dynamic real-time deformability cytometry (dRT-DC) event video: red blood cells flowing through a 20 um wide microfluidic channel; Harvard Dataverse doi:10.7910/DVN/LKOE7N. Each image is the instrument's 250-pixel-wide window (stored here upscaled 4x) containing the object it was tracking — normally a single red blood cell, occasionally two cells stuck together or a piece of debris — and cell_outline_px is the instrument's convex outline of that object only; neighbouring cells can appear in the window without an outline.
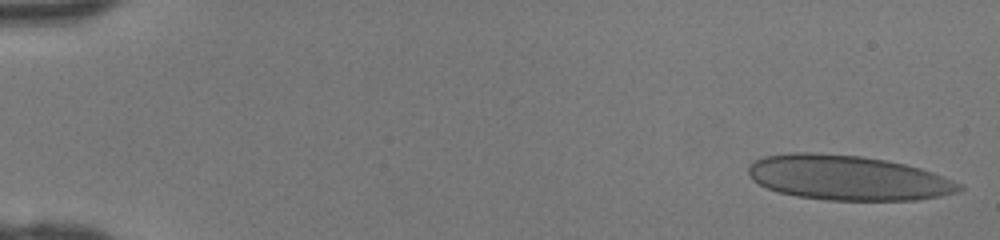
{"species": "human", "species_latin": "Homo sapiens", "temperature_condition": "room temperature", "stored_images_in_passage": 45, "camera_frame_rate_fps": 3000, "um_per_image_px": 0.085, "donor": {"sex": "female"}, "frame": {"image": 1, "passage_image": 1, "time_ms": 0.0, "image_size_px": [1000, 240], "cell_outline_px": [[964, 188], [960, 192], [916, 200], [828, 200], [796, 196], [780, 192], [768, 188], [752, 180], [748, 176], [748, 168], [756, 160], [764, 156], [792, 152], [812, 152], [864, 156], [904, 164], [920, 168], [944, 176], [960, 184]], "centroid_in_image_um": [72.06, 15.11], "position_along_channel_um": 12.9, "area_um2": 55.03}}
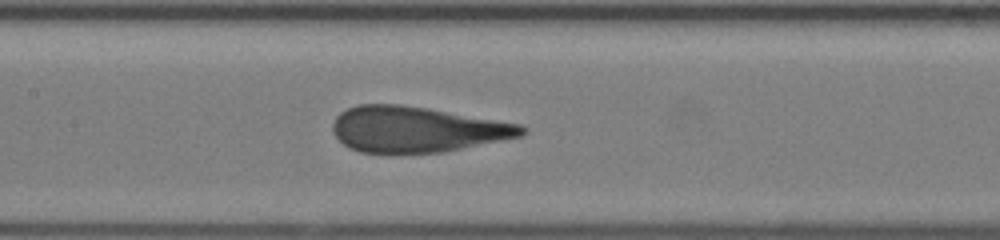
{"frame": {"image": 2, "passage_image": 22, "time_ms": 7.0, "image_size_px": [1000, 240], "cell_outline_px": [[528, 132], [520, 136], [444, 152], [360, 152], [348, 148], [332, 132], [332, 124], [336, 116], [340, 112], [348, 108], [360, 104], [400, 104], [428, 108], [520, 124], [528, 128]], "centroid_in_image_um": [35.41, 10.98], "position_along_channel_um": 172.0, "area_um2": 50.05}}
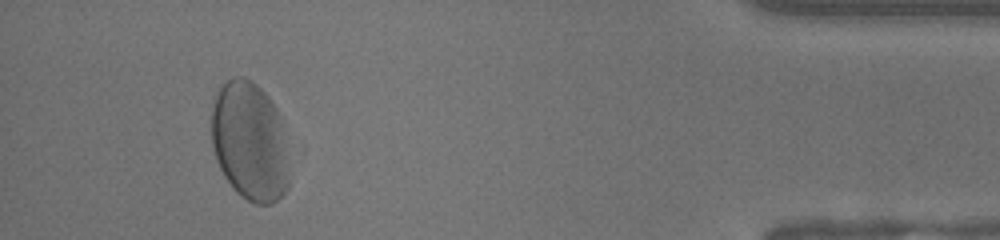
{"frame": {"image": 3, "passage_image": 42, "time_ms": 13.667, "image_size_px": [1000, 240], "cell_outline_px": [[288, 188], [272, 204], [256, 204], [248, 200], [236, 192], [224, 176], [216, 160], [212, 144], [212, 108], [216, 96], [220, 88], [232, 76], [244, 76], [252, 80], [264, 92], [276, 108], [280, 116], [284, 144], [288, 180]], "centroid_in_image_um": [21.19, 12.01], "position_along_channel_um": 414.0, "area_um2": 53.35}}